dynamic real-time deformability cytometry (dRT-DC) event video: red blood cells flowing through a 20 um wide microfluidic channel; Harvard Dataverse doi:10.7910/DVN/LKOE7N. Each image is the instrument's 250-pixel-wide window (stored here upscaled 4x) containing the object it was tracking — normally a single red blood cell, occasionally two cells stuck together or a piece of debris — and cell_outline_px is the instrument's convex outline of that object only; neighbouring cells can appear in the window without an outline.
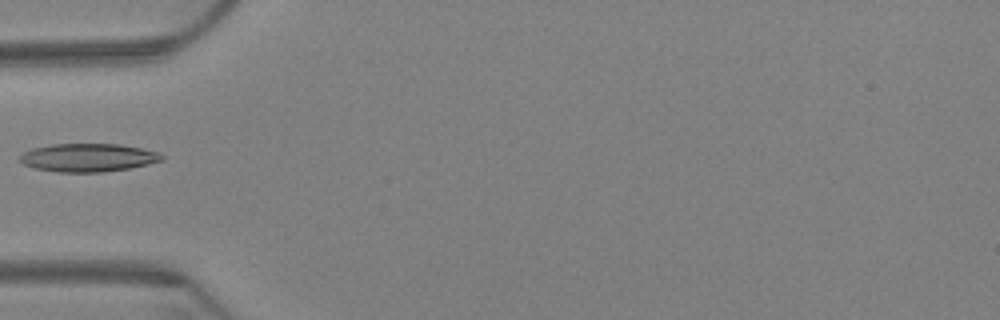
{"species": "Egyptian fruit bat (a non-hibernating species)", "species_latin": "Rousettus aegyptiacus", "temperature_condition": "warm", "stored_images_in_passage": 10, "camera_frame_rate_fps": 3000, "um_per_image_px": 0.085, "animal": {"sex": "female"}, "frame": {"image": 1, "passage_image": 6, "time_ms": 1.667, "image_size_px": [1000, 320], "cell_outline_px": [[164, 160], [148, 164], [128, 168], [104, 172], [56, 172], [36, 168], [24, 164], [20, 160], [20, 156], [24, 152], [32, 148], [52, 144], [120, 144], [160, 152], [164, 156]], "centroid_in_image_um": [7.52, 13.39], "position_along_channel_um": 77.5, "area_um2": 23.29}}
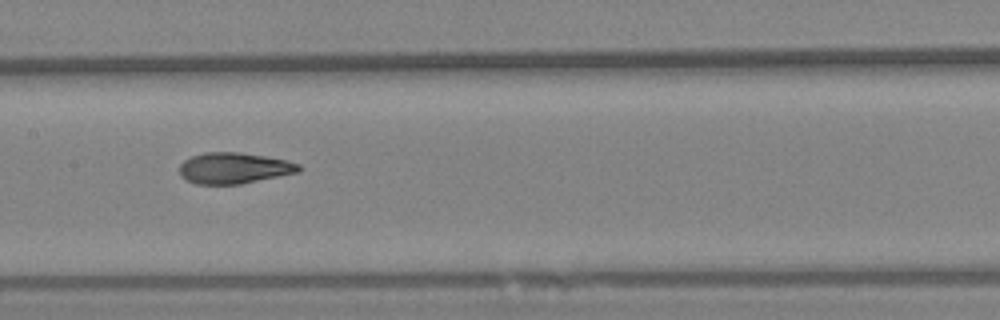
{"frame": {"image": 2, "passage_image": 9, "time_ms": 2.667, "image_size_px": [1000, 320], "cell_outline_px": [[304, 168], [300, 172], [240, 184], [196, 184], [180, 176], [180, 164], [184, 160], [192, 156], [204, 152], [240, 152], [288, 160], [300, 164]], "centroid_in_image_um": [19.93, 14.28], "position_along_channel_um": 187.5, "area_um2": 21.73}}
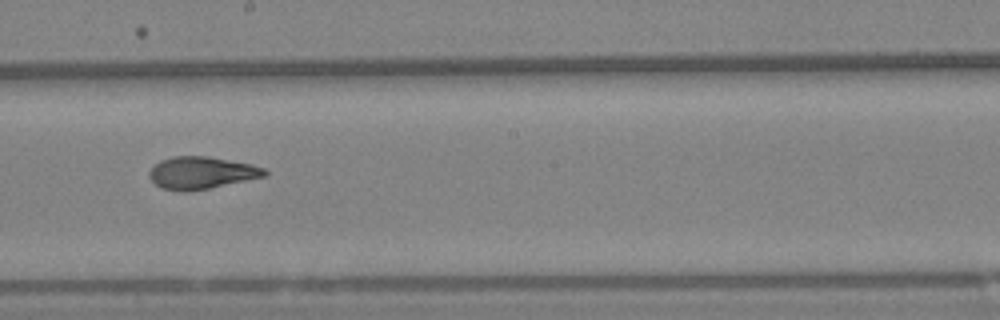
{"frame": {"image": 3, "passage_image": 10, "time_ms": 3.0, "image_size_px": [1000, 320], "cell_outline_px": [[268, 172], [264, 176], [208, 188], [188, 192], [180, 192], [160, 188], [148, 176], [148, 172], [160, 160], [172, 156], [208, 156], [252, 164], [264, 168]], "centroid_in_image_um": [17.08, 14.69], "position_along_channel_um": 231.1, "area_um2": 21.62}}